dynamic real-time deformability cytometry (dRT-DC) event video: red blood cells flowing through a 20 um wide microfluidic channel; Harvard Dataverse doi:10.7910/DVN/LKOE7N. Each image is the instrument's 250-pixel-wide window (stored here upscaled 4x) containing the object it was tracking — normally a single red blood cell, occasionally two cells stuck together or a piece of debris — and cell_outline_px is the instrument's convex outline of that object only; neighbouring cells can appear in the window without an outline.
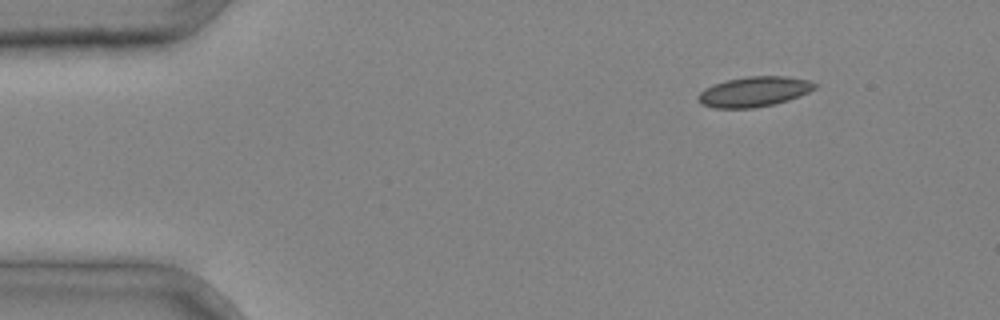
{"species": "common noctule bat (a hibernating species)", "species_latin": "Nyctalus noctula", "temperature_condition": "cold", "stored_images_in_passage": 4, "segment_of_instrument_passage": [2, 2], "camera_frame_rate_fps": 3000, "um_per_image_px": 0.085, "animal": {"sex": "male", "body_mass_g": 20.4}, "frame": {"image": 1, "passage_image": 4, "time_ms": 1.0, "image_size_px": [1000, 320], "cell_outline_px": [[820, 84], [816, 88], [800, 96], [788, 100], [772, 104], [752, 108], [712, 108], [700, 104], [696, 96], [704, 88], [728, 80], [748, 76], [784, 76], [808, 80]], "centroid_in_image_um": [64.1, 7.79], "position_along_channel_um": 20.9, "area_um2": 20.46}}